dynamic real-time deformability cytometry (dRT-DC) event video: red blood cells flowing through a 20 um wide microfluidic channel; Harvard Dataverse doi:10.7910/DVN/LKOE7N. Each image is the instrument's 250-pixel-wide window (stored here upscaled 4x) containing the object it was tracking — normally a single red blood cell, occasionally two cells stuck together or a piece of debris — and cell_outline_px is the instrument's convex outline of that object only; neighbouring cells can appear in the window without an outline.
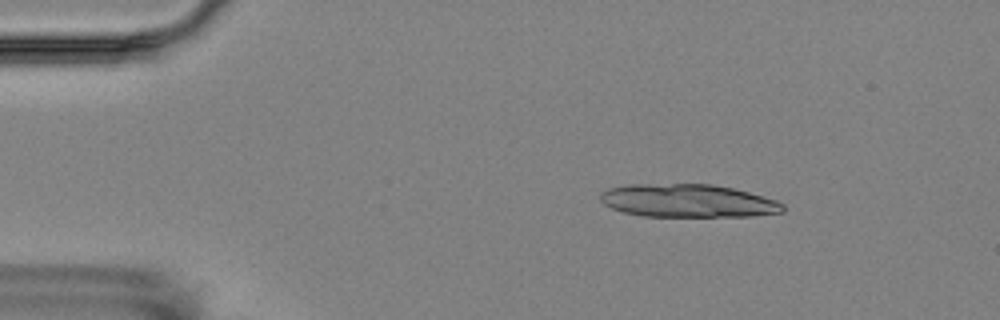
{"species": "Egyptian fruit bat (a non-hibernating species)", "species_latin": "Rousettus aegyptiacus", "temperature_condition": "room temperature", "stored_images_in_passage": 6, "segment_of_instrument_passage": [1, 2], "camera_frame_rate_fps": 3000, "um_per_image_px": 0.085, "animal": {"sex": "female"}, "frame": {"image": 1, "passage_image": 2, "time_ms": 1.333, "image_size_px": [1000, 320], "cell_outline_px": [[784, 212], [752, 216], [644, 216], [624, 212], [612, 208], [604, 204], [600, 200], [600, 192], [608, 188], [628, 184], [712, 184], [732, 188], [748, 192], [776, 200], [784, 204]], "centroid_in_image_um": [58.45, 17.06], "position_along_channel_um": 26.5, "area_um2": 35.2}}